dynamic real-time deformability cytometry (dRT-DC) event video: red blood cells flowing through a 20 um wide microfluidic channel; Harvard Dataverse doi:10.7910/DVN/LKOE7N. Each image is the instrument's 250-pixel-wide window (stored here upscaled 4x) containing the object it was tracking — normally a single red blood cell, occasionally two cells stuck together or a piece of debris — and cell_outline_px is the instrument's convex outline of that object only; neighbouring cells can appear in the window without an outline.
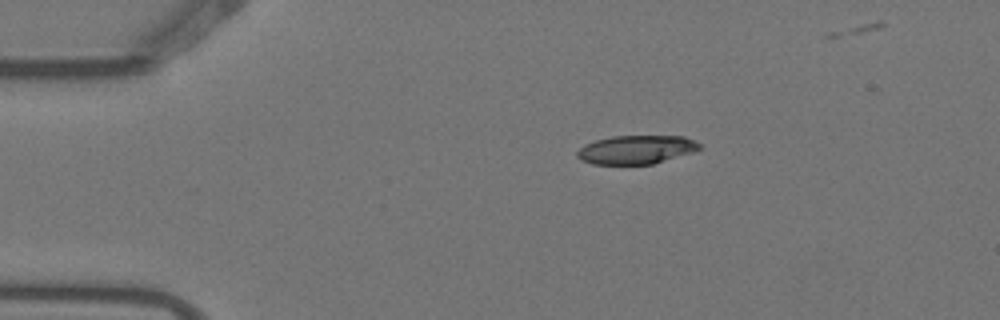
{"species": "Egyptian fruit bat (a non-hibernating species)", "species_latin": "Rousettus aegyptiacus", "temperature_condition": "warm", "stored_images_in_passage": 5, "camera_frame_rate_fps": 3000, "um_per_image_px": 0.085, "animal": {"sex": "female"}, "frame": {"image": 1, "passage_image": 1, "time_ms": 0.0, "image_size_px": [1000, 320], "cell_outline_px": [[700, 148], [692, 152], [652, 164], [592, 164], [580, 160], [576, 156], [576, 152], [584, 144], [596, 140], [612, 136], [684, 136], [700, 144]], "centroid_in_image_um": [54.02, 12.72], "position_along_channel_um": 31.0, "area_um2": 20.29}}
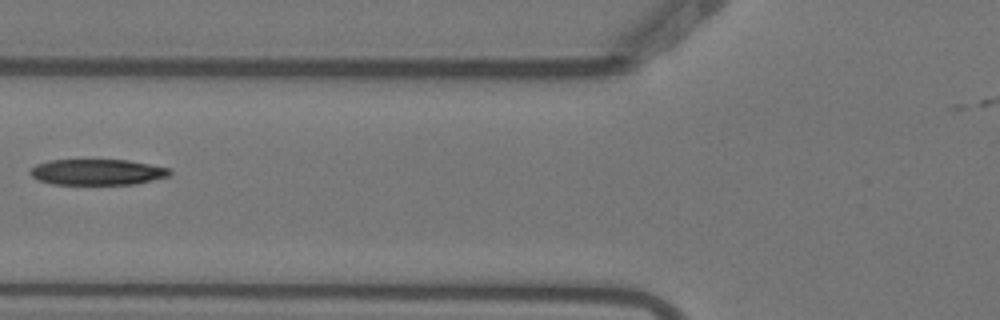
{"frame": {"image": 2, "passage_image": 4, "time_ms": 1.0, "image_size_px": [1000, 320], "cell_outline_px": [[172, 172], [168, 176], [136, 184], [52, 184], [40, 180], [32, 176], [28, 172], [36, 164], [48, 160], [128, 160], [172, 168]], "centroid_in_image_um": [8.29, 14.62], "position_along_channel_um": 117.5, "area_um2": 21.04}}
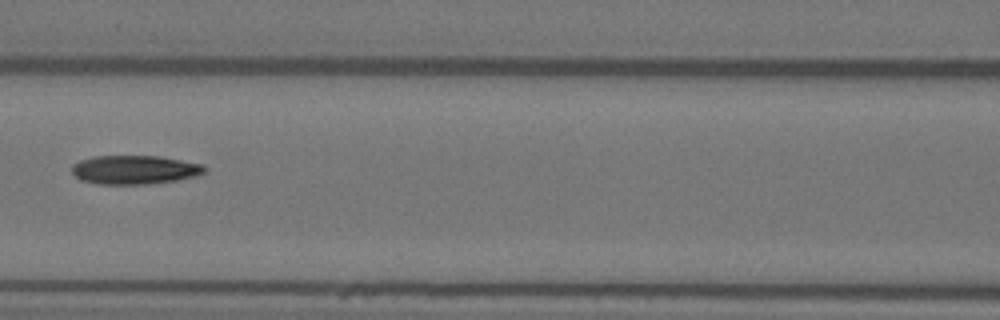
{"frame": {"image": 3, "passage_image": 5, "time_ms": 1.333, "image_size_px": [1000, 320], "cell_outline_px": [[208, 168], [204, 172], [196, 176], [176, 180], [148, 184], [100, 184], [80, 180], [72, 172], [72, 164], [80, 160], [92, 156], [160, 156], [204, 164]], "centroid_in_image_um": [11.45, 14.42], "position_along_channel_um": 155.1, "area_um2": 22.43}}